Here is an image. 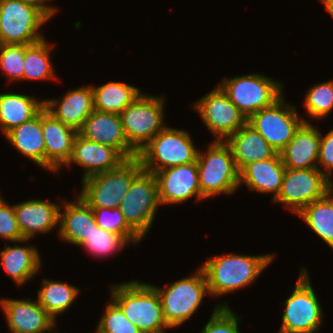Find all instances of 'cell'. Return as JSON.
<instances>
[{"instance_id": "obj_1", "label": "cell", "mask_w": 333, "mask_h": 333, "mask_svg": "<svg viewBox=\"0 0 333 333\" xmlns=\"http://www.w3.org/2000/svg\"><path fill=\"white\" fill-rule=\"evenodd\" d=\"M275 256L271 253L251 256L232 252L210 257L201 265L210 296H224L251 285L273 262Z\"/></svg>"}, {"instance_id": "obj_2", "label": "cell", "mask_w": 333, "mask_h": 333, "mask_svg": "<svg viewBox=\"0 0 333 333\" xmlns=\"http://www.w3.org/2000/svg\"><path fill=\"white\" fill-rule=\"evenodd\" d=\"M110 298L141 332L161 333L172 329L164 319L161 300L153 284L138 280L118 283L112 286Z\"/></svg>"}, {"instance_id": "obj_3", "label": "cell", "mask_w": 333, "mask_h": 333, "mask_svg": "<svg viewBox=\"0 0 333 333\" xmlns=\"http://www.w3.org/2000/svg\"><path fill=\"white\" fill-rule=\"evenodd\" d=\"M199 150L189 132L167 125L138 153L145 171L155 173L173 166L197 161Z\"/></svg>"}, {"instance_id": "obj_4", "label": "cell", "mask_w": 333, "mask_h": 333, "mask_svg": "<svg viewBox=\"0 0 333 333\" xmlns=\"http://www.w3.org/2000/svg\"><path fill=\"white\" fill-rule=\"evenodd\" d=\"M143 170L137 157L126 159L117 168L83 179L78 195L91 208H116L129 191L134 178Z\"/></svg>"}, {"instance_id": "obj_5", "label": "cell", "mask_w": 333, "mask_h": 333, "mask_svg": "<svg viewBox=\"0 0 333 333\" xmlns=\"http://www.w3.org/2000/svg\"><path fill=\"white\" fill-rule=\"evenodd\" d=\"M201 195L208 199L217 194H234L240 187L239 171L225 141L214 140L204 153L197 156Z\"/></svg>"}, {"instance_id": "obj_6", "label": "cell", "mask_w": 333, "mask_h": 333, "mask_svg": "<svg viewBox=\"0 0 333 333\" xmlns=\"http://www.w3.org/2000/svg\"><path fill=\"white\" fill-rule=\"evenodd\" d=\"M161 300L164 319L171 327H179L198 310L204 296L209 294L204 271L201 267L189 277L163 287L153 285Z\"/></svg>"}, {"instance_id": "obj_7", "label": "cell", "mask_w": 333, "mask_h": 333, "mask_svg": "<svg viewBox=\"0 0 333 333\" xmlns=\"http://www.w3.org/2000/svg\"><path fill=\"white\" fill-rule=\"evenodd\" d=\"M164 100L141 93L120 113L127 142L137 153L166 126Z\"/></svg>"}, {"instance_id": "obj_8", "label": "cell", "mask_w": 333, "mask_h": 333, "mask_svg": "<svg viewBox=\"0 0 333 333\" xmlns=\"http://www.w3.org/2000/svg\"><path fill=\"white\" fill-rule=\"evenodd\" d=\"M218 85L247 119L259 110L272 106L283 96L282 83L264 74L224 78Z\"/></svg>"}, {"instance_id": "obj_9", "label": "cell", "mask_w": 333, "mask_h": 333, "mask_svg": "<svg viewBox=\"0 0 333 333\" xmlns=\"http://www.w3.org/2000/svg\"><path fill=\"white\" fill-rule=\"evenodd\" d=\"M50 17L22 0L0 1V44H33L46 38L39 32Z\"/></svg>"}, {"instance_id": "obj_10", "label": "cell", "mask_w": 333, "mask_h": 333, "mask_svg": "<svg viewBox=\"0 0 333 333\" xmlns=\"http://www.w3.org/2000/svg\"><path fill=\"white\" fill-rule=\"evenodd\" d=\"M299 275L295 288L284 302L278 333H315L321 327L324 313L308 272L302 268Z\"/></svg>"}, {"instance_id": "obj_11", "label": "cell", "mask_w": 333, "mask_h": 333, "mask_svg": "<svg viewBox=\"0 0 333 333\" xmlns=\"http://www.w3.org/2000/svg\"><path fill=\"white\" fill-rule=\"evenodd\" d=\"M160 205L156 177L143 169L134 178L119 208L127 224L144 239Z\"/></svg>"}, {"instance_id": "obj_12", "label": "cell", "mask_w": 333, "mask_h": 333, "mask_svg": "<svg viewBox=\"0 0 333 333\" xmlns=\"http://www.w3.org/2000/svg\"><path fill=\"white\" fill-rule=\"evenodd\" d=\"M333 189L329 180L317 167L309 169H285L281 188L273 201L298 214L305 206L324 197Z\"/></svg>"}, {"instance_id": "obj_13", "label": "cell", "mask_w": 333, "mask_h": 333, "mask_svg": "<svg viewBox=\"0 0 333 333\" xmlns=\"http://www.w3.org/2000/svg\"><path fill=\"white\" fill-rule=\"evenodd\" d=\"M282 96L272 106L254 113L248 123L277 152L292 140L300 126L309 121L298 116L296 106L288 104Z\"/></svg>"}, {"instance_id": "obj_14", "label": "cell", "mask_w": 333, "mask_h": 333, "mask_svg": "<svg viewBox=\"0 0 333 333\" xmlns=\"http://www.w3.org/2000/svg\"><path fill=\"white\" fill-rule=\"evenodd\" d=\"M194 104L193 108L209 131L216 136L215 140L224 141L248 122L219 85Z\"/></svg>"}, {"instance_id": "obj_15", "label": "cell", "mask_w": 333, "mask_h": 333, "mask_svg": "<svg viewBox=\"0 0 333 333\" xmlns=\"http://www.w3.org/2000/svg\"><path fill=\"white\" fill-rule=\"evenodd\" d=\"M154 175L161 206L182 204L193 197L196 201L205 200L199 186L197 161L159 170Z\"/></svg>"}, {"instance_id": "obj_16", "label": "cell", "mask_w": 333, "mask_h": 333, "mask_svg": "<svg viewBox=\"0 0 333 333\" xmlns=\"http://www.w3.org/2000/svg\"><path fill=\"white\" fill-rule=\"evenodd\" d=\"M0 306L5 313L7 326L12 333L52 332L56 322L36 301L1 298ZM53 329V330H52Z\"/></svg>"}, {"instance_id": "obj_17", "label": "cell", "mask_w": 333, "mask_h": 333, "mask_svg": "<svg viewBox=\"0 0 333 333\" xmlns=\"http://www.w3.org/2000/svg\"><path fill=\"white\" fill-rule=\"evenodd\" d=\"M78 133L87 140L113 147L125 159L137 157V152L127 142L120 114L94 110Z\"/></svg>"}, {"instance_id": "obj_18", "label": "cell", "mask_w": 333, "mask_h": 333, "mask_svg": "<svg viewBox=\"0 0 333 333\" xmlns=\"http://www.w3.org/2000/svg\"><path fill=\"white\" fill-rule=\"evenodd\" d=\"M42 131L45 143V169L58 173L71 158L78 131L61 123L45 108L42 109Z\"/></svg>"}, {"instance_id": "obj_19", "label": "cell", "mask_w": 333, "mask_h": 333, "mask_svg": "<svg viewBox=\"0 0 333 333\" xmlns=\"http://www.w3.org/2000/svg\"><path fill=\"white\" fill-rule=\"evenodd\" d=\"M125 160L113 147L87 140L78 133L71 158L65 166L70 167L75 163L83 167V180L93 174L115 169Z\"/></svg>"}, {"instance_id": "obj_20", "label": "cell", "mask_w": 333, "mask_h": 333, "mask_svg": "<svg viewBox=\"0 0 333 333\" xmlns=\"http://www.w3.org/2000/svg\"><path fill=\"white\" fill-rule=\"evenodd\" d=\"M44 108L61 123L79 131L94 111L92 86L70 90L60 99H44Z\"/></svg>"}, {"instance_id": "obj_21", "label": "cell", "mask_w": 333, "mask_h": 333, "mask_svg": "<svg viewBox=\"0 0 333 333\" xmlns=\"http://www.w3.org/2000/svg\"><path fill=\"white\" fill-rule=\"evenodd\" d=\"M18 226L24 239L49 233L58 226L60 205L41 199H31L13 205Z\"/></svg>"}, {"instance_id": "obj_22", "label": "cell", "mask_w": 333, "mask_h": 333, "mask_svg": "<svg viewBox=\"0 0 333 333\" xmlns=\"http://www.w3.org/2000/svg\"><path fill=\"white\" fill-rule=\"evenodd\" d=\"M64 201L65 204L59 208V237L63 241L80 246L94 228L98 227L93 209L79 195L75 202Z\"/></svg>"}, {"instance_id": "obj_23", "label": "cell", "mask_w": 333, "mask_h": 333, "mask_svg": "<svg viewBox=\"0 0 333 333\" xmlns=\"http://www.w3.org/2000/svg\"><path fill=\"white\" fill-rule=\"evenodd\" d=\"M320 131L318 127L310 122H304L295 132L292 140L282 149L280 156L282 163L287 169H309L316 168Z\"/></svg>"}, {"instance_id": "obj_24", "label": "cell", "mask_w": 333, "mask_h": 333, "mask_svg": "<svg viewBox=\"0 0 333 333\" xmlns=\"http://www.w3.org/2000/svg\"><path fill=\"white\" fill-rule=\"evenodd\" d=\"M224 141L231 150L239 172L249 163L266 160L277 154L248 122Z\"/></svg>"}, {"instance_id": "obj_25", "label": "cell", "mask_w": 333, "mask_h": 333, "mask_svg": "<svg viewBox=\"0 0 333 333\" xmlns=\"http://www.w3.org/2000/svg\"><path fill=\"white\" fill-rule=\"evenodd\" d=\"M285 169L280 153H277L272 158L247 164L239 172V183H245L249 190L257 193H273L274 201L279 194Z\"/></svg>"}, {"instance_id": "obj_26", "label": "cell", "mask_w": 333, "mask_h": 333, "mask_svg": "<svg viewBox=\"0 0 333 333\" xmlns=\"http://www.w3.org/2000/svg\"><path fill=\"white\" fill-rule=\"evenodd\" d=\"M0 250V261L5 272L18 285L26 284L35 277L41 269V257L36 247L28 246H7Z\"/></svg>"}, {"instance_id": "obj_27", "label": "cell", "mask_w": 333, "mask_h": 333, "mask_svg": "<svg viewBox=\"0 0 333 333\" xmlns=\"http://www.w3.org/2000/svg\"><path fill=\"white\" fill-rule=\"evenodd\" d=\"M44 108V100L19 93L0 94V130L4 136L13 128L31 120Z\"/></svg>"}, {"instance_id": "obj_28", "label": "cell", "mask_w": 333, "mask_h": 333, "mask_svg": "<svg viewBox=\"0 0 333 333\" xmlns=\"http://www.w3.org/2000/svg\"><path fill=\"white\" fill-rule=\"evenodd\" d=\"M5 137L22 155L45 168L42 110L31 120L13 128Z\"/></svg>"}, {"instance_id": "obj_29", "label": "cell", "mask_w": 333, "mask_h": 333, "mask_svg": "<svg viewBox=\"0 0 333 333\" xmlns=\"http://www.w3.org/2000/svg\"><path fill=\"white\" fill-rule=\"evenodd\" d=\"M94 110L120 114L139 94L140 88L124 82H108L101 86H92Z\"/></svg>"}, {"instance_id": "obj_30", "label": "cell", "mask_w": 333, "mask_h": 333, "mask_svg": "<svg viewBox=\"0 0 333 333\" xmlns=\"http://www.w3.org/2000/svg\"><path fill=\"white\" fill-rule=\"evenodd\" d=\"M297 216L333 249V189L305 206Z\"/></svg>"}, {"instance_id": "obj_31", "label": "cell", "mask_w": 333, "mask_h": 333, "mask_svg": "<svg viewBox=\"0 0 333 333\" xmlns=\"http://www.w3.org/2000/svg\"><path fill=\"white\" fill-rule=\"evenodd\" d=\"M38 290V303L56 321L76 300L80 294L78 287L51 279H43Z\"/></svg>"}, {"instance_id": "obj_32", "label": "cell", "mask_w": 333, "mask_h": 333, "mask_svg": "<svg viewBox=\"0 0 333 333\" xmlns=\"http://www.w3.org/2000/svg\"><path fill=\"white\" fill-rule=\"evenodd\" d=\"M52 47L45 38L39 42L26 45L23 81L57 79L50 58Z\"/></svg>"}, {"instance_id": "obj_33", "label": "cell", "mask_w": 333, "mask_h": 333, "mask_svg": "<svg viewBox=\"0 0 333 333\" xmlns=\"http://www.w3.org/2000/svg\"><path fill=\"white\" fill-rule=\"evenodd\" d=\"M130 242L123 236L110 231L101 229L100 227L94 228L92 233L80 245L84 249L96 257H109V255L120 252Z\"/></svg>"}, {"instance_id": "obj_34", "label": "cell", "mask_w": 333, "mask_h": 333, "mask_svg": "<svg viewBox=\"0 0 333 333\" xmlns=\"http://www.w3.org/2000/svg\"><path fill=\"white\" fill-rule=\"evenodd\" d=\"M303 104L312 119L326 118L333 109V79L309 88Z\"/></svg>"}, {"instance_id": "obj_35", "label": "cell", "mask_w": 333, "mask_h": 333, "mask_svg": "<svg viewBox=\"0 0 333 333\" xmlns=\"http://www.w3.org/2000/svg\"><path fill=\"white\" fill-rule=\"evenodd\" d=\"M96 224L101 229L123 235L133 245L143 239L127 224L119 207L92 208Z\"/></svg>"}, {"instance_id": "obj_36", "label": "cell", "mask_w": 333, "mask_h": 333, "mask_svg": "<svg viewBox=\"0 0 333 333\" xmlns=\"http://www.w3.org/2000/svg\"><path fill=\"white\" fill-rule=\"evenodd\" d=\"M96 329V333H143L128 320L112 299L106 304L105 313L100 318Z\"/></svg>"}, {"instance_id": "obj_37", "label": "cell", "mask_w": 333, "mask_h": 333, "mask_svg": "<svg viewBox=\"0 0 333 333\" xmlns=\"http://www.w3.org/2000/svg\"><path fill=\"white\" fill-rule=\"evenodd\" d=\"M24 44H0V69L11 81L23 80Z\"/></svg>"}, {"instance_id": "obj_38", "label": "cell", "mask_w": 333, "mask_h": 333, "mask_svg": "<svg viewBox=\"0 0 333 333\" xmlns=\"http://www.w3.org/2000/svg\"><path fill=\"white\" fill-rule=\"evenodd\" d=\"M239 318L227 303L216 304L210 319L200 333H240Z\"/></svg>"}, {"instance_id": "obj_39", "label": "cell", "mask_w": 333, "mask_h": 333, "mask_svg": "<svg viewBox=\"0 0 333 333\" xmlns=\"http://www.w3.org/2000/svg\"><path fill=\"white\" fill-rule=\"evenodd\" d=\"M0 238L11 243H24V239L18 226L13 206L0 198Z\"/></svg>"}, {"instance_id": "obj_40", "label": "cell", "mask_w": 333, "mask_h": 333, "mask_svg": "<svg viewBox=\"0 0 333 333\" xmlns=\"http://www.w3.org/2000/svg\"><path fill=\"white\" fill-rule=\"evenodd\" d=\"M320 145L319 155L317 161V168L329 179L333 172V129L326 135L320 131ZM320 166V167H319ZM323 170H322V168Z\"/></svg>"}, {"instance_id": "obj_41", "label": "cell", "mask_w": 333, "mask_h": 333, "mask_svg": "<svg viewBox=\"0 0 333 333\" xmlns=\"http://www.w3.org/2000/svg\"><path fill=\"white\" fill-rule=\"evenodd\" d=\"M31 4H34L38 7H40L50 18H52L57 12V8L54 7L53 5H48L47 1L50 0H22Z\"/></svg>"}, {"instance_id": "obj_42", "label": "cell", "mask_w": 333, "mask_h": 333, "mask_svg": "<svg viewBox=\"0 0 333 333\" xmlns=\"http://www.w3.org/2000/svg\"><path fill=\"white\" fill-rule=\"evenodd\" d=\"M320 1L321 3H323V6L333 19V0H320Z\"/></svg>"}]
</instances>
